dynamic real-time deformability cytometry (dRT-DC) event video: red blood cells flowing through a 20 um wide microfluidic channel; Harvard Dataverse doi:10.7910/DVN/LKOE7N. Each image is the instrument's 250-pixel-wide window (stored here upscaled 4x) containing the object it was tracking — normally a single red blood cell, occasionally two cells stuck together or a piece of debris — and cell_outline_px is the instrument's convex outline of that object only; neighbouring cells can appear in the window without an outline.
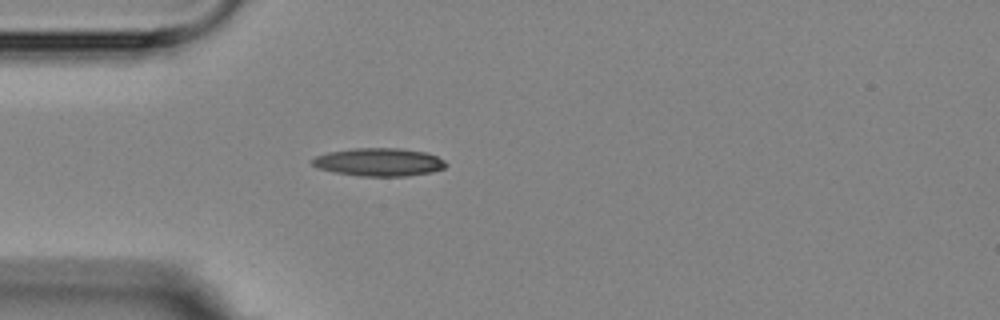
{"species": "Egyptian fruit bat (a non-hibernating species)", "species_latin": "Rousettus aegyptiacus", "temperature_condition": "room temperature", "stored_images_in_passage": 1, "camera_frame_rate_fps": 3000, "um_per_image_px": 0.085, "animal": {"sex": "female"}, "frame": {"image": 1, "passage_image": 1, "time_ms": 0.0, "image_size_px": [1000, 320], "cell_outline_px": [[448, 164], [444, 168], [432, 172], [408, 176], [360, 176], [336, 172], [316, 168], [312, 164], [312, 160], [316, 156], [328, 152], [352, 148], [400, 148], [424, 152], [436, 156], [444, 160]], "centroid_in_image_um": [32.22, 13.78], "position_along_channel_um": 52.8, "area_um2": 21.85}}